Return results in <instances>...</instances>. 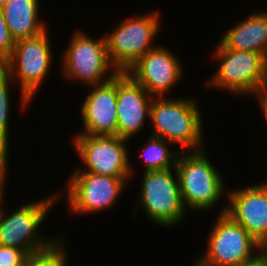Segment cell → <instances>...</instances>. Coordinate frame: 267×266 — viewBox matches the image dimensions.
I'll use <instances>...</instances> for the list:
<instances>
[{
    "instance_id": "obj_2",
    "label": "cell",
    "mask_w": 267,
    "mask_h": 266,
    "mask_svg": "<svg viewBox=\"0 0 267 266\" xmlns=\"http://www.w3.org/2000/svg\"><path fill=\"white\" fill-rule=\"evenodd\" d=\"M217 47V48H216ZM213 51L219 60L214 76L204 86L228 91L233 95H256L266 86L267 57L255 51L226 48L221 42Z\"/></svg>"
},
{
    "instance_id": "obj_14",
    "label": "cell",
    "mask_w": 267,
    "mask_h": 266,
    "mask_svg": "<svg viewBox=\"0 0 267 266\" xmlns=\"http://www.w3.org/2000/svg\"><path fill=\"white\" fill-rule=\"evenodd\" d=\"M89 87L80 107L84 128L73 135L117 136V74L105 83Z\"/></svg>"
},
{
    "instance_id": "obj_16",
    "label": "cell",
    "mask_w": 267,
    "mask_h": 266,
    "mask_svg": "<svg viewBox=\"0 0 267 266\" xmlns=\"http://www.w3.org/2000/svg\"><path fill=\"white\" fill-rule=\"evenodd\" d=\"M220 40L226 48L260 52L267 57V11L252 12L227 30Z\"/></svg>"
},
{
    "instance_id": "obj_24",
    "label": "cell",
    "mask_w": 267,
    "mask_h": 266,
    "mask_svg": "<svg viewBox=\"0 0 267 266\" xmlns=\"http://www.w3.org/2000/svg\"><path fill=\"white\" fill-rule=\"evenodd\" d=\"M259 107H260V112L262 113L266 123H267V90L263 89L259 93L255 95Z\"/></svg>"
},
{
    "instance_id": "obj_13",
    "label": "cell",
    "mask_w": 267,
    "mask_h": 266,
    "mask_svg": "<svg viewBox=\"0 0 267 266\" xmlns=\"http://www.w3.org/2000/svg\"><path fill=\"white\" fill-rule=\"evenodd\" d=\"M226 213L240 224L262 247L267 242V182L227 190Z\"/></svg>"
},
{
    "instance_id": "obj_28",
    "label": "cell",
    "mask_w": 267,
    "mask_h": 266,
    "mask_svg": "<svg viewBox=\"0 0 267 266\" xmlns=\"http://www.w3.org/2000/svg\"><path fill=\"white\" fill-rule=\"evenodd\" d=\"M8 0H0V8H2Z\"/></svg>"
},
{
    "instance_id": "obj_15",
    "label": "cell",
    "mask_w": 267,
    "mask_h": 266,
    "mask_svg": "<svg viewBox=\"0 0 267 266\" xmlns=\"http://www.w3.org/2000/svg\"><path fill=\"white\" fill-rule=\"evenodd\" d=\"M151 96L127 72L117 73V136L130 140L150 120Z\"/></svg>"
},
{
    "instance_id": "obj_21",
    "label": "cell",
    "mask_w": 267,
    "mask_h": 266,
    "mask_svg": "<svg viewBox=\"0 0 267 266\" xmlns=\"http://www.w3.org/2000/svg\"><path fill=\"white\" fill-rule=\"evenodd\" d=\"M29 255L25 250L0 245V266H25Z\"/></svg>"
},
{
    "instance_id": "obj_10",
    "label": "cell",
    "mask_w": 267,
    "mask_h": 266,
    "mask_svg": "<svg viewBox=\"0 0 267 266\" xmlns=\"http://www.w3.org/2000/svg\"><path fill=\"white\" fill-rule=\"evenodd\" d=\"M72 148L84 163L73 172H88L111 177H131L133 172L127 141L118 136H72Z\"/></svg>"
},
{
    "instance_id": "obj_25",
    "label": "cell",
    "mask_w": 267,
    "mask_h": 266,
    "mask_svg": "<svg viewBox=\"0 0 267 266\" xmlns=\"http://www.w3.org/2000/svg\"><path fill=\"white\" fill-rule=\"evenodd\" d=\"M239 266H267V255L263 251H261V253H258V255L254 259Z\"/></svg>"
},
{
    "instance_id": "obj_5",
    "label": "cell",
    "mask_w": 267,
    "mask_h": 266,
    "mask_svg": "<svg viewBox=\"0 0 267 266\" xmlns=\"http://www.w3.org/2000/svg\"><path fill=\"white\" fill-rule=\"evenodd\" d=\"M160 12L122 20L105 34L108 57L118 72H127L142 56L158 44H153L161 31Z\"/></svg>"
},
{
    "instance_id": "obj_11",
    "label": "cell",
    "mask_w": 267,
    "mask_h": 266,
    "mask_svg": "<svg viewBox=\"0 0 267 266\" xmlns=\"http://www.w3.org/2000/svg\"><path fill=\"white\" fill-rule=\"evenodd\" d=\"M67 182V208L74 215L109 210L118 201L132 177H111L88 172H73Z\"/></svg>"
},
{
    "instance_id": "obj_23",
    "label": "cell",
    "mask_w": 267,
    "mask_h": 266,
    "mask_svg": "<svg viewBox=\"0 0 267 266\" xmlns=\"http://www.w3.org/2000/svg\"><path fill=\"white\" fill-rule=\"evenodd\" d=\"M8 154L9 152L0 148V196L4 193L5 186H6V180H7V175L9 171L8 168Z\"/></svg>"
},
{
    "instance_id": "obj_3",
    "label": "cell",
    "mask_w": 267,
    "mask_h": 266,
    "mask_svg": "<svg viewBox=\"0 0 267 266\" xmlns=\"http://www.w3.org/2000/svg\"><path fill=\"white\" fill-rule=\"evenodd\" d=\"M175 169L186 209L209 211L217 205L224 193H228L225 191L222 175L210 162L205 148L199 151L188 150V153L181 152Z\"/></svg>"
},
{
    "instance_id": "obj_18",
    "label": "cell",
    "mask_w": 267,
    "mask_h": 266,
    "mask_svg": "<svg viewBox=\"0 0 267 266\" xmlns=\"http://www.w3.org/2000/svg\"><path fill=\"white\" fill-rule=\"evenodd\" d=\"M169 144V145H168ZM170 142L150 135L146 145L139 150L141 161L145 162L144 171L166 170L175 168L180 150H169Z\"/></svg>"
},
{
    "instance_id": "obj_20",
    "label": "cell",
    "mask_w": 267,
    "mask_h": 266,
    "mask_svg": "<svg viewBox=\"0 0 267 266\" xmlns=\"http://www.w3.org/2000/svg\"><path fill=\"white\" fill-rule=\"evenodd\" d=\"M62 238L58 236L47 249L30 254L25 266H68L69 255Z\"/></svg>"
},
{
    "instance_id": "obj_27",
    "label": "cell",
    "mask_w": 267,
    "mask_h": 266,
    "mask_svg": "<svg viewBox=\"0 0 267 266\" xmlns=\"http://www.w3.org/2000/svg\"><path fill=\"white\" fill-rule=\"evenodd\" d=\"M262 251L267 255V242L262 247Z\"/></svg>"
},
{
    "instance_id": "obj_29",
    "label": "cell",
    "mask_w": 267,
    "mask_h": 266,
    "mask_svg": "<svg viewBox=\"0 0 267 266\" xmlns=\"http://www.w3.org/2000/svg\"><path fill=\"white\" fill-rule=\"evenodd\" d=\"M265 90H267V76H266V86H265Z\"/></svg>"
},
{
    "instance_id": "obj_7",
    "label": "cell",
    "mask_w": 267,
    "mask_h": 266,
    "mask_svg": "<svg viewBox=\"0 0 267 266\" xmlns=\"http://www.w3.org/2000/svg\"><path fill=\"white\" fill-rule=\"evenodd\" d=\"M175 174H174V173ZM138 202L146 217L162 227H172L182 223L184 207L175 168L144 171Z\"/></svg>"
},
{
    "instance_id": "obj_26",
    "label": "cell",
    "mask_w": 267,
    "mask_h": 266,
    "mask_svg": "<svg viewBox=\"0 0 267 266\" xmlns=\"http://www.w3.org/2000/svg\"><path fill=\"white\" fill-rule=\"evenodd\" d=\"M5 194V192L0 196V215H1V212H2V207H3V205H1V203H3V201H4V195Z\"/></svg>"
},
{
    "instance_id": "obj_9",
    "label": "cell",
    "mask_w": 267,
    "mask_h": 266,
    "mask_svg": "<svg viewBox=\"0 0 267 266\" xmlns=\"http://www.w3.org/2000/svg\"><path fill=\"white\" fill-rule=\"evenodd\" d=\"M205 253L197 258L203 266H239L254 259L262 246L226 213L217 215ZM257 251V252H256Z\"/></svg>"
},
{
    "instance_id": "obj_4",
    "label": "cell",
    "mask_w": 267,
    "mask_h": 266,
    "mask_svg": "<svg viewBox=\"0 0 267 266\" xmlns=\"http://www.w3.org/2000/svg\"><path fill=\"white\" fill-rule=\"evenodd\" d=\"M48 35L46 30L37 36L16 40L12 55L2 64L12 80L19 81L21 110L32 102L51 70L54 58Z\"/></svg>"
},
{
    "instance_id": "obj_8",
    "label": "cell",
    "mask_w": 267,
    "mask_h": 266,
    "mask_svg": "<svg viewBox=\"0 0 267 266\" xmlns=\"http://www.w3.org/2000/svg\"><path fill=\"white\" fill-rule=\"evenodd\" d=\"M57 195L60 197L56 193L43 200L26 203L10 214L3 207L0 215V245L25 250L29 254L47 249L58 238H44L39 234V227L59 199Z\"/></svg>"
},
{
    "instance_id": "obj_1",
    "label": "cell",
    "mask_w": 267,
    "mask_h": 266,
    "mask_svg": "<svg viewBox=\"0 0 267 266\" xmlns=\"http://www.w3.org/2000/svg\"><path fill=\"white\" fill-rule=\"evenodd\" d=\"M195 99L153 97L150 122L153 136L160 137L182 150H202L203 120ZM185 147V148H184ZM184 148V149H183Z\"/></svg>"
},
{
    "instance_id": "obj_19",
    "label": "cell",
    "mask_w": 267,
    "mask_h": 266,
    "mask_svg": "<svg viewBox=\"0 0 267 266\" xmlns=\"http://www.w3.org/2000/svg\"><path fill=\"white\" fill-rule=\"evenodd\" d=\"M15 84L11 76L2 68L0 69V148L9 151V120L11 113L10 86Z\"/></svg>"
},
{
    "instance_id": "obj_6",
    "label": "cell",
    "mask_w": 267,
    "mask_h": 266,
    "mask_svg": "<svg viewBox=\"0 0 267 266\" xmlns=\"http://www.w3.org/2000/svg\"><path fill=\"white\" fill-rule=\"evenodd\" d=\"M69 43L61 57L62 76L69 81L94 86L118 73L108 57L105 36L93 39L86 32L77 30ZM109 70L112 71L110 74Z\"/></svg>"
},
{
    "instance_id": "obj_22",
    "label": "cell",
    "mask_w": 267,
    "mask_h": 266,
    "mask_svg": "<svg viewBox=\"0 0 267 266\" xmlns=\"http://www.w3.org/2000/svg\"><path fill=\"white\" fill-rule=\"evenodd\" d=\"M15 39L12 37L0 8V63L3 64L11 55L15 46Z\"/></svg>"
},
{
    "instance_id": "obj_12",
    "label": "cell",
    "mask_w": 267,
    "mask_h": 266,
    "mask_svg": "<svg viewBox=\"0 0 267 266\" xmlns=\"http://www.w3.org/2000/svg\"><path fill=\"white\" fill-rule=\"evenodd\" d=\"M159 45L148 51L127 70V73L153 97L166 96L171 88L184 78V69L178 56L173 54L172 50Z\"/></svg>"
},
{
    "instance_id": "obj_17",
    "label": "cell",
    "mask_w": 267,
    "mask_h": 266,
    "mask_svg": "<svg viewBox=\"0 0 267 266\" xmlns=\"http://www.w3.org/2000/svg\"><path fill=\"white\" fill-rule=\"evenodd\" d=\"M39 8V0H8L1 8L15 41L37 36L47 30V24L38 17Z\"/></svg>"
}]
</instances>
